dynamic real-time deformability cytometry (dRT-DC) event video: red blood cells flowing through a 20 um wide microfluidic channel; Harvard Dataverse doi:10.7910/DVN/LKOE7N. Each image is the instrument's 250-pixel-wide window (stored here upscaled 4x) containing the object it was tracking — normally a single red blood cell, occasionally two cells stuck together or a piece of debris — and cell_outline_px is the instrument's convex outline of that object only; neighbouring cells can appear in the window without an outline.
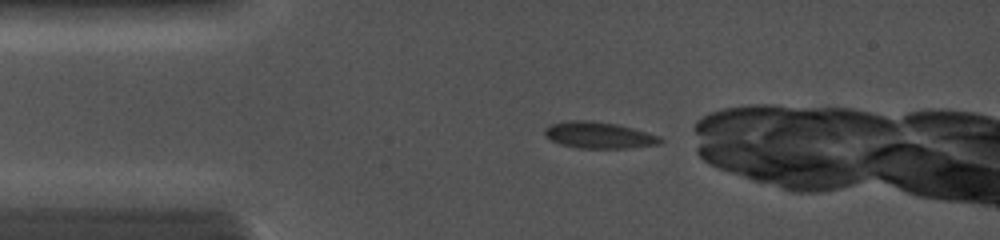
{"species": "common noctule bat (a hibernating species)", "species_latin": "Nyctalus noctula", "temperature_condition": "cold", "stored_images_in_passage": 25, "camera_frame_rate_fps": 5000, "um_per_image_px": 0.085, "animal": {"sex": "female", "body_mass_g": 19.0, "forearm_length_mm": 56.7}, "frame": {"image": 1, "passage_image": 2, "time_ms": 0.4, "image_size_px": [1000, 240], "cell_outline_px": [[664, 140], [660, 144], [628, 148], [580, 148], [560, 144], [544, 136], [544, 128], [552, 124], [568, 120], [592, 120], [616, 124], [648, 132], [660, 136]], "centroid_in_image_um": [50.91, 11.48], "position_along_channel_um": 34.1, "area_um2": 17.92}}
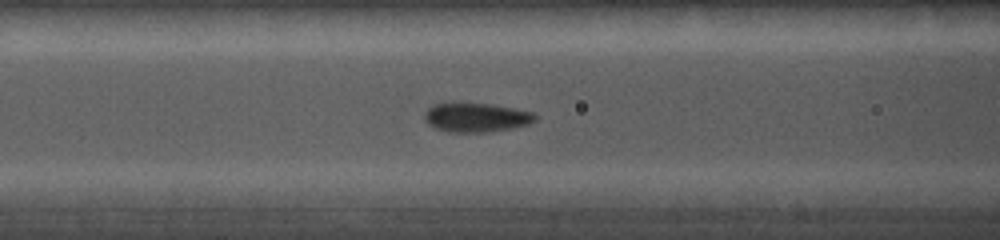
{"frame": {"image": 2, "passage_image": 15, "time_ms": 3.2, "image_size_px": [1000, 240], "cell_outline_px": [[536, 120], [528, 124], [512, 128], [484, 132], [448, 132], [436, 128], [428, 124], [424, 120], [424, 112], [432, 104], [492, 104], [532, 112], [536, 116]], "centroid_in_image_um": [40.45, 9.99], "position_along_channel_um": 126.2, "area_um2": 18.5}}
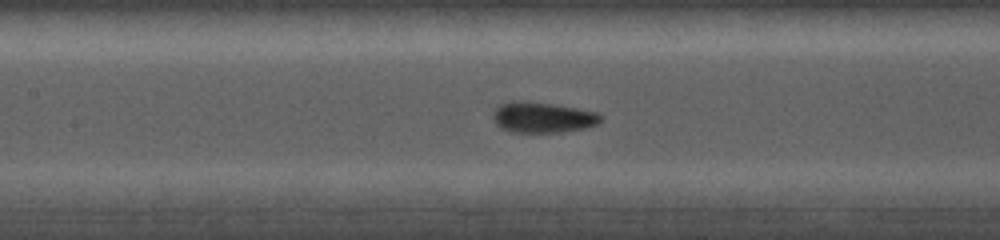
{"frame": {"image": 3, "passage_image": 21, "time_ms": 4.0, "image_size_px": [1000, 240], "cell_outline_px": [[604, 116], [596, 124], [584, 128], [560, 132], [512, 132], [496, 124], [492, 116], [492, 112], [496, 104], [512, 100], [524, 100], [556, 104], [600, 112]], "centroid_in_image_um": [46.1, 9.94], "position_along_channel_um": 161.3, "area_um2": 19.65}}